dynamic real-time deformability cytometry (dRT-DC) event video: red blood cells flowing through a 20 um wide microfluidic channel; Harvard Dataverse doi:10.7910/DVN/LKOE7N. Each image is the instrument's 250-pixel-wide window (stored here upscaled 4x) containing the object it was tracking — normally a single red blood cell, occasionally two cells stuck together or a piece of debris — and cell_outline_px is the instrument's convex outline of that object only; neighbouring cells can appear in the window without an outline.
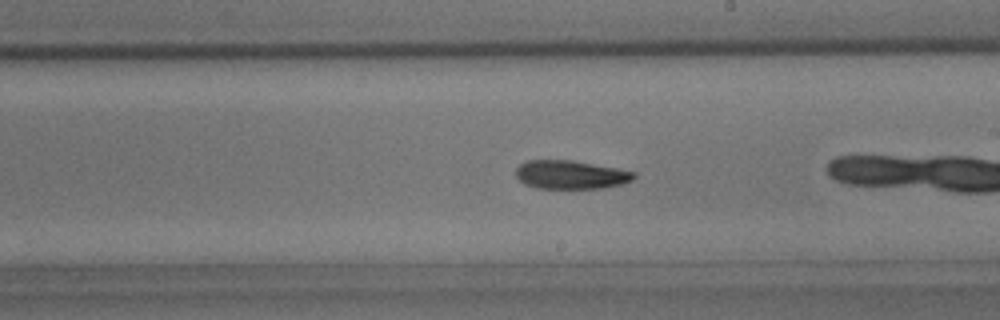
{"species": "common noctule bat (a hibernating species)", "species_latin": "Nyctalus noctula", "temperature_condition": "room temperature", "stored_images_in_passage": 28, "camera_frame_rate_fps": 3000, "um_per_image_px": 0.085, "animal": {"sex": "male", "body_mass_g": 15.6}, "frame": {"image": 1, "passage_image": 24, "time_ms": 7.667, "image_size_px": [1000, 320], "cell_outline_px": [[636, 176], [632, 180], [624, 184], [604, 188], [536, 188], [524, 184], [516, 176], [516, 168], [520, 164], [528, 160], [572, 160], [616, 168], [636, 172]], "centroid_in_image_um": [48.52, 14.85], "position_along_channel_um": 240.5, "area_um2": 19.71}}